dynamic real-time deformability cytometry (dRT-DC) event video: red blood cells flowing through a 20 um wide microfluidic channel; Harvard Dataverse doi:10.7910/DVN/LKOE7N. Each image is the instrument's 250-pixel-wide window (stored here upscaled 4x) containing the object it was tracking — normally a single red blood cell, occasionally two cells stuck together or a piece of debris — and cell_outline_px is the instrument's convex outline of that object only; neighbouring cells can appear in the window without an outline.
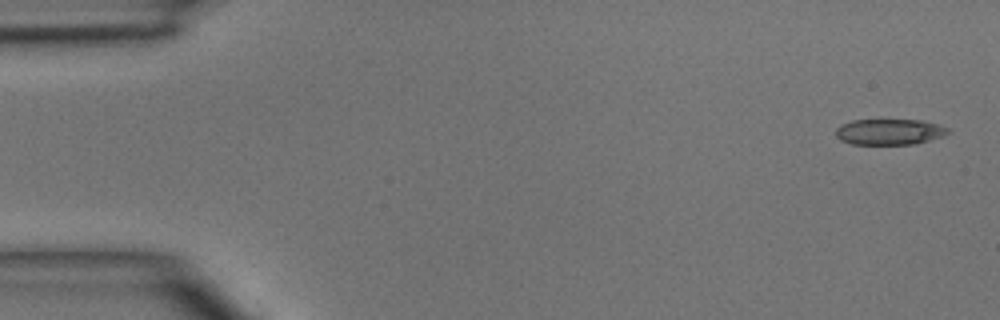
{"species": "common noctule bat (a hibernating species)", "species_latin": "Nyctalus noctula", "temperature_condition": "room temperature", "stored_images_in_passage": 5, "camera_frame_rate_fps": 3000, "um_per_image_px": 0.085, "animal": {"sex": "male", "body_mass_g": 15.6}, "frame": {"image": 1, "passage_image": 1, "time_ms": 0.0, "image_size_px": [1000, 320], "cell_outline_px": [[952, 132], [944, 136], [916, 144], [852, 144], [840, 140], [836, 136], [836, 128], [840, 124], [852, 120], [920, 120], [936, 124], [948, 128]], "centroid_in_image_um": [75.6, 11.21], "position_along_channel_um": 9.4, "area_um2": 16.99}}
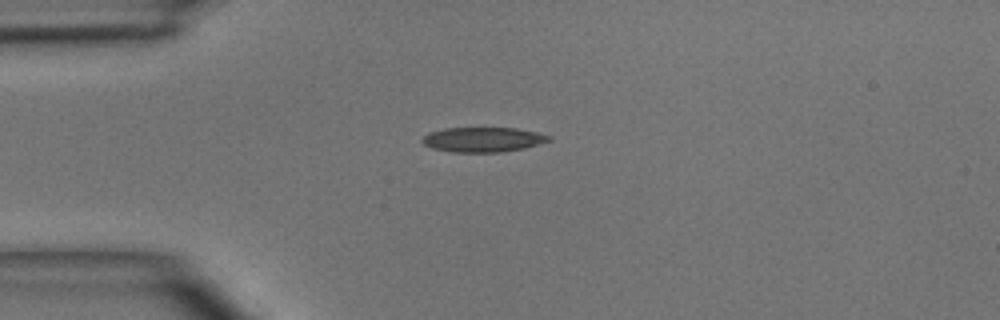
{"frame": {"image": 2, "passage_image": 4, "time_ms": 3.333, "image_size_px": [1000, 320], "cell_outline_px": [[552, 140], [524, 148], [500, 152], [452, 152], [432, 148], [424, 144], [420, 140], [428, 132], [444, 128], [516, 128], [536, 132], [552, 136]], "centroid_in_image_um": [41.04, 11.86], "position_along_channel_um": 44.0, "area_um2": 18.32}}